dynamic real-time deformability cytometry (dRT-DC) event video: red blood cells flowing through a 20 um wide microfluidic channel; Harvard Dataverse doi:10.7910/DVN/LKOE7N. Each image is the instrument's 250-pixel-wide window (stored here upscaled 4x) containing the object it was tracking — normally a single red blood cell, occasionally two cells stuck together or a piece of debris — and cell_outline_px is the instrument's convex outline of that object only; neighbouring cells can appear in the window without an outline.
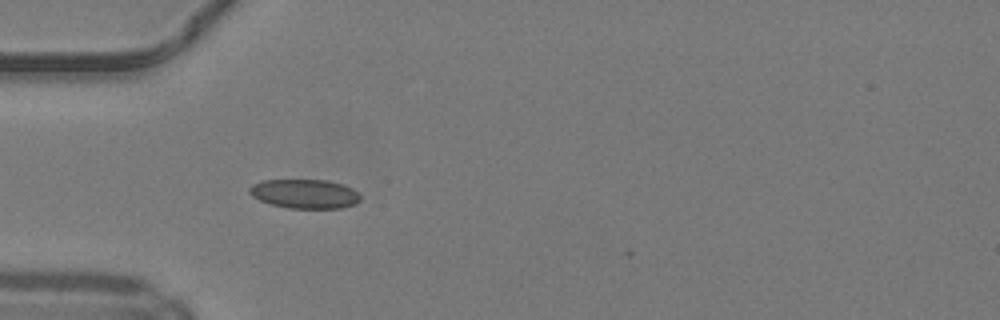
{"species": "common noctule bat (a hibernating species)", "species_latin": "Nyctalus noctula", "temperature_condition": "warm", "stored_images_in_passage": 33, "camera_frame_rate_fps": 3000, "um_per_image_px": 0.085, "animal": {"sex": "male", "body_mass_g": 19.2, "forearm_length_mm": 51.8}, "frame": {"image": 1, "passage_image": 1, "time_ms": 0.0, "image_size_px": [1000, 320], "cell_outline_px": [[360, 200], [356, 204], [340, 208], [288, 208], [272, 204], [260, 200], [252, 196], [248, 192], [248, 188], [252, 184], [264, 180], [328, 180], [344, 184], [352, 188], [360, 196]], "centroid_in_image_um": [25.9, 16.47], "position_along_channel_um": 59.1, "area_um2": 18.9}}
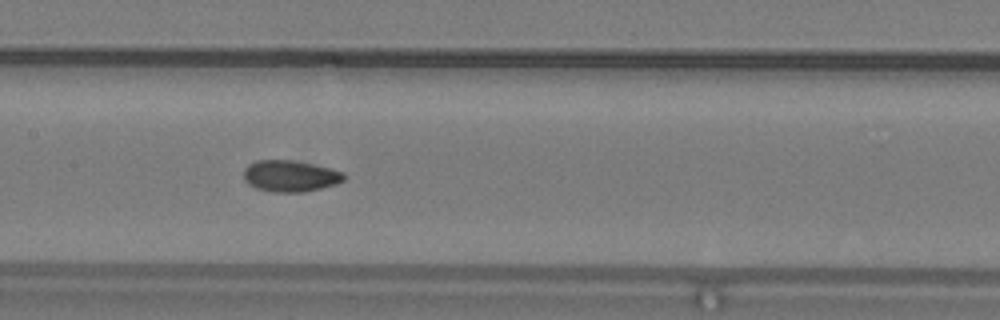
{"frame": {"image": 2, "passage_image": 10, "time_ms": 3.0, "image_size_px": [1000, 320], "cell_outline_px": [[348, 176], [344, 180], [336, 184], [320, 188], [300, 192], [272, 192], [256, 188], [248, 184], [244, 180], [244, 168], [248, 164], [256, 160], [292, 160], [312, 164], [344, 172]], "centroid_in_image_um": [24.66, 14.96], "position_along_channel_um": 182.7, "area_um2": 18.38}}
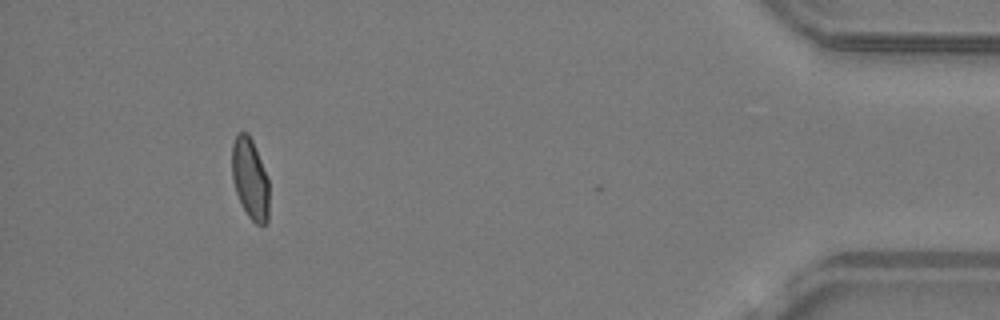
{"frame": {"image": 3, "passage_image": 31, "time_ms": 10.0, "image_size_px": [1000, 320], "cell_outline_px": [[268, 220], [264, 224], [256, 224], [248, 216], [236, 192], [232, 180], [232, 144], [236, 132], [248, 132], [252, 140], [268, 176]], "centroid_in_image_um": [21.25, 15.14], "position_along_channel_um": 414.0, "area_um2": 17.51}, "authors_computed_cell_mechanics": {"area_um2": 17.918, "velocity_mm_per_s": 4.2224, "shape_relaxation_time_tau1_ms": null, "shape_relaxation_time_tau2_ms": 1.125, "deformation_change_tau1": null, "deformation_change_tau2": 0.0462}}